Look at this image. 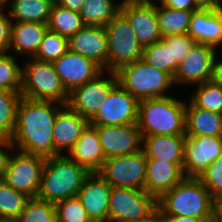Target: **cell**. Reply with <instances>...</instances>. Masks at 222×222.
<instances>
[{
  "label": "cell",
  "mask_w": 222,
  "mask_h": 222,
  "mask_svg": "<svg viewBox=\"0 0 222 222\" xmlns=\"http://www.w3.org/2000/svg\"><path fill=\"white\" fill-rule=\"evenodd\" d=\"M63 106L54 101H35L21 97L11 138L16 150L43 161L57 157L53 143V126L57 113Z\"/></svg>",
  "instance_id": "cell-1"
},
{
  "label": "cell",
  "mask_w": 222,
  "mask_h": 222,
  "mask_svg": "<svg viewBox=\"0 0 222 222\" xmlns=\"http://www.w3.org/2000/svg\"><path fill=\"white\" fill-rule=\"evenodd\" d=\"M186 102L173 96L139 101L137 126L141 135H185Z\"/></svg>",
  "instance_id": "cell-2"
},
{
  "label": "cell",
  "mask_w": 222,
  "mask_h": 222,
  "mask_svg": "<svg viewBox=\"0 0 222 222\" xmlns=\"http://www.w3.org/2000/svg\"><path fill=\"white\" fill-rule=\"evenodd\" d=\"M90 172L64 153L45 161L38 198L56 203L76 197Z\"/></svg>",
  "instance_id": "cell-3"
},
{
  "label": "cell",
  "mask_w": 222,
  "mask_h": 222,
  "mask_svg": "<svg viewBox=\"0 0 222 222\" xmlns=\"http://www.w3.org/2000/svg\"><path fill=\"white\" fill-rule=\"evenodd\" d=\"M161 214L212 219L213 197L196 177H185L157 200Z\"/></svg>",
  "instance_id": "cell-4"
},
{
  "label": "cell",
  "mask_w": 222,
  "mask_h": 222,
  "mask_svg": "<svg viewBox=\"0 0 222 222\" xmlns=\"http://www.w3.org/2000/svg\"><path fill=\"white\" fill-rule=\"evenodd\" d=\"M21 75V96L35 101H54L67 105L69 93L55 71L53 62L26 60Z\"/></svg>",
  "instance_id": "cell-5"
},
{
  "label": "cell",
  "mask_w": 222,
  "mask_h": 222,
  "mask_svg": "<svg viewBox=\"0 0 222 222\" xmlns=\"http://www.w3.org/2000/svg\"><path fill=\"white\" fill-rule=\"evenodd\" d=\"M118 83L139 101L147 98L167 97L173 77L147 64L143 59L125 65L115 72Z\"/></svg>",
  "instance_id": "cell-6"
},
{
  "label": "cell",
  "mask_w": 222,
  "mask_h": 222,
  "mask_svg": "<svg viewBox=\"0 0 222 222\" xmlns=\"http://www.w3.org/2000/svg\"><path fill=\"white\" fill-rule=\"evenodd\" d=\"M107 33V71L116 72L143 58V45L137 40L127 17L119 11L105 26Z\"/></svg>",
  "instance_id": "cell-7"
},
{
  "label": "cell",
  "mask_w": 222,
  "mask_h": 222,
  "mask_svg": "<svg viewBox=\"0 0 222 222\" xmlns=\"http://www.w3.org/2000/svg\"><path fill=\"white\" fill-rule=\"evenodd\" d=\"M157 210V200L144 190L111 187L109 222H141Z\"/></svg>",
  "instance_id": "cell-8"
},
{
  "label": "cell",
  "mask_w": 222,
  "mask_h": 222,
  "mask_svg": "<svg viewBox=\"0 0 222 222\" xmlns=\"http://www.w3.org/2000/svg\"><path fill=\"white\" fill-rule=\"evenodd\" d=\"M147 159L143 150L105 160L97 172L111 187L144 190Z\"/></svg>",
  "instance_id": "cell-9"
},
{
  "label": "cell",
  "mask_w": 222,
  "mask_h": 222,
  "mask_svg": "<svg viewBox=\"0 0 222 222\" xmlns=\"http://www.w3.org/2000/svg\"><path fill=\"white\" fill-rule=\"evenodd\" d=\"M139 100L119 83L101 101L99 111L89 121L92 126L126 125L137 123Z\"/></svg>",
  "instance_id": "cell-10"
},
{
  "label": "cell",
  "mask_w": 222,
  "mask_h": 222,
  "mask_svg": "<svg viewBox=\"0 0 222 222\" xmlns=\"http://www.w3.org/2000/svg\"><path fill=\"white\" fill-rule=\"evenodd\" d=\"M10 158L3 181L29 198L37 197L41 186V174L45 161L17 150Z\"/></svg>",
  "instance_id": "cell-11"
},
{
  "label": "cell",
  "mask_w": 222,
  "mask_h": 222,
  "mask_svg": "<svg viewBox=\"0 0 222 222\" xmlns=\"http://www.w3.org/2000/svg\"><path fill=\"white\" fill-rule=\"evenodd\" d=\"M104 73L106 71L103 70L94 79L74 88L69 93L67 105L89 121L99 111L101 101L118 84L116 73L107 71L109 77L106 76V78H104Z\"/></svg>",
  "instance_id": "cell-12"
},
{
  "label": "cell",
  "mask_w": 222,
  "mask_h": 222,
  "mask_svg": "<svg viewBox=\"0 0 222 222\" xmlns=\"http://www.w3.org/2000/svg\"><path fill=\"white\" fill-rule=\"evenodd\" d=\"M216 51L212 46L196 43L179 63L174 84L189 86L212 80Z\"/></svg>",
  "instance_id": "cell-13"
},
{
  "label": "cell",
  "mask_w": 222,
  "mask_h": 222,
  "mask_svg": "<svg viewBox=\"0 0 222 222\" xmlns=\"http://www.w3.org/2000/svg\"><path fill=\"white\" fill-rule=\"evenodd\" d=\"M222 154V136H186L183 172L198 178Z\"/></svg>",
  "instance_id": "cell-14"
},
{
  "label": "cell",
  "mask_w": 222,
  "mask_h": 222,
  "mask_svg": "<svg viewBox=\"0 0 222 222\" xmlns=\"http://www.w3.org/2000/svg\"><path fill=\"white\" fill-rule=\"evenodd\" d=\"M94 127L105 159L142 150V135L137 123Z\"/></svg>",
  "instance_id": "cell-15"
},
{
  "label": "cell",
  "mask_w": 222,
  "mask_h": 222,
  "mask_svg": "<svg viewBox=\"0 0 222 222\" xmlns=\"http://www.w3.org/2000/svg\"><path fill=\"white\" fill-rule=\"evenodd\" d=\"M63 87L68 93L100 74L103 69L93 60L68 50L53 62Z\"/></svg>",
  "instance_id": "cell-16"
},
{
  "label": "cell",
  "mask_w": 222,
  "mask_h": 222,
  "mask_svg": "<svg viewBox=\"0 0 222 222\" xmlns=\"http://www.w3.org/2000/svg\"><path fill=\"white\" fill-rule=\"evenodd\" d=\"M111 186L97 173H90L77 194L92 222H109Z\"/></svg>",
  "instance_id": "cell-17"
},
{
  "label": "cell",
  "mask_w": 222,
  "mask_h": 222,
  "mask_svg": "<svg viewBox=\"0 0 222 222\" xmlns=\"http://www.w3.org/2000/svg\"><path fill=\"white\" fill-rule=\"evenodd\" d=\"M68 50L93 60L107 72L108 46L105 26H85L68 38Z\"/></svg>",
  "instance_id": "cell-18"
},
{
  "label": "cell",
  "mask_w": 222,
  "mask_h": 222,
  "mask_svg": "<svg viewBox=\"0 0 222 222\" xmlns=\"http://www.w3.org/2000/svg\"><path fill=\"white\" fill-rule=\"evenodd\" d=\"M120 11L127 17L137 40L143 47L161 40L157 4H120Z\"/></svg>",
  "instance_id": "cell-19"
},
{
  "label": "cell",
  "mask_w": 222,
  "mask_h": 222,
  "mask_svg": "<svg viewBox=\"0 0 222 222\" xmlns=\"http://www.w3.org/2000/svg\"><path fill=\"white\" fill-rule=\"evenodd\" d=\"M185 177L183 163L147 159L144 191L159 200Z\"/></svg>",
  "instance_id": "cell-20"
},
{
  "label": "cell",
  "mask_w": 222,
  "mask_h": 222,
  "mask_svg": "<svg viewBox=\"0 0 222 222\" xmlns=\"http://www.w3.org/2000/svg\"><path fill=\"white\" fill-rule=\"evenodd\" d=\"M89 124V120L72 110L68 105H64L58 111L53 126L55 152L58 155H62L65 149L69 153Z\"/></svg>",
  "instance_id": "cell-21"
},
{
  "label": "cell",
  "mask_w": 222,
  "mask_h": 222,
  "mask_svg": "<svg viewBox=\"0 0 222 222\" xmlns=\"http://www.w3.org/2000/svg\"><path fill=\"white\" fill-rule=\"evenodd\" d=\"M187 34L197 43L217 50L222 44V10L217 8L194 11Z\"/></svg>",
  "instance_id": "cell-22"
},
{
  "label": "cell",
  "mask_w": 222,
  "mask_h": 222,
  "mask_svg": "<svg viewBox=\"0 0 222 222\" xmlns=\"http://www.w3.org/2000/svg\"><path fill=\"white\" fill-rule=\"evenodd\" d=\"M67 156L85 167L90 173L101 169L106 159L94 126L89 124L84 129Z\"/></svg>",
  "instance_id": "cell-23"
},
{
  "label": "cell",
  "mask_w": 222,
  "mask_h": 222,
  "mask_svg": "<svg viewBox=\"0 0 222 222\" xmlns=\"http://www.w3.org/2000/svg\"><path fill=\"white\" fill-rule=\"evenodd\" d=\"M186 135H142L146 159L183 163Z\"/></svg>",
  "instance_id": "cell-24"
},
{
  "label": "cell",
  "mask_w": 222,
  "mask_h": 222,
  "mask_svg": "<svg viewBox=\"0 0 222 222\" xmlns=\"http://www.w3.org/2000/svg\"><path fill=\"white\" fill-rule=\"evenodd\" d=\"M47 29L45 23L12 22L8 50L12 48L25 56L34 57Z\"/></svg>",
  "instance_id": "cell-25"
},
{
  "label": "cell",
  "mask_w": 222,
  "mask_h": 222,
  "mask_svg": "<svg viewBox=\"0 0 222 222\" xmlns=\"http://www.w3.org/2000/svg\"><path fill=\"white\" fill-rule=\"evenodd\" d=\"M186 136H222V114L186 103Z\"/></svg>",
  "instance_id": "cell-26"
},
{
  "label": "cell",
  "mask_w": 222,
  "mask_h": 222,
  "mask_svg": "<svg viewBox=\"0 0 222 222\" xmlns=\"http://www.w3.org/2000/svg\"><path fill=\"white\" fill-rule=\"evenodd\" d=\"M10 1V4H7ZM55 0H4L9 6L8 15L12 22H39L47 24ZM14 20V21H13Z\"/></svg>",
  "instance_id": "cell-27"
},
{
  "label": "cell",
  "mask_w": 222,
  "mask_h": 222,
  "mask_svg": "<svg viewBox=\"0 0 222 222\" xmlns=\"http://www.w3.org/2000/svg\"><path fill=\"white\" fill-rule=\"evenodd\" d=\"M120 4L113 0H85L79 14L86 26H106L120 11Z\"/></svg>",
  "instance_id": "cell-28"
},
{
  "label": "cell",
  "mask_w": 222,
  "mask_h": 222,
  "mask_svg": "<svg viewBox=\"0 0 222 222\" xmlns=\"http://www.w3.org/2000/svg\"><path fill=\"white\" fill-rule=\"evenodd\" d=\"M48 29L66 38L71 37L86 25L78 12L64 8L56 3L52 6Z\"/></svg>",
  "instance_id": "cell-29"
},
{
  "label": "cell",
  "mask_w": 222,
  "mask_h": 222,
  "mask_svg": "<svg viewBox=\"0 0 222 222\" xmlns=\"http://www.w3.org/2000/svg\"><path fill=\"white\" fill-rule=\"evenodd\" d=\"M194 11L170 9L157 4V19L162 37L187 34Z\"/></svg>",
  "instance_id": "cell-30"
},
{
  "label": "cell",
  "mask_w": 222,
  "mask_h": 222,
  "mask_svg": "<svg viewBox=\"0 0 222 222\" xmlns=\"http://www.w3.org/2000/svg\"><path fill=\"white\" fill-rule=\"evenodd\" d=\"M21 97L20 92L0 89V138H12Z\"/></svg>",
  "instance_id": "cell-31"
},
{
  "label": "cell",
  "mask_w": 222,
  "mask_h": 222,
  "mask_svg": "<svg viewBox=\"0 0 222 222\" xmlns=\"http://www.w3.org/2000/svg\"><path fill=\"white\" fill-rule=\"evenodd\" d=\"M28 199L0 180V218L4 222H14L25 209Z\"/></svg>",
  "instance_id": "cell-32"
},
{
  "label": "cell",
  "mask_w": 222,
  "mask_h": 222,
  "mask_svg": "<svg viewBox=\"0 0 222 222\" xmlns=\"http://www.w3.org/2000/svg\"><path fill=\"white\" fill-rule=\"evenodd\" d=\"M142 59L147 64L169 73L172 77L179 66L176 61H172L171 45H167L162 39L145 46Z\"/></svg>",
  "instance_id": "cell-33"
},
{
  "label": "cell",
  "mask_w": 222,
  "mask_h": 222,
  "mask_svg": "<svg viewBox=\"0 0 222 222\" xmlns=\"http://www.w3.org/2000/svg\"><path fill=\"white\" fill-rule=\"evenodd\" d=\"M196 87L190 102L198 108L222 114V86L209 80Z\"/></svg>",
  "instance_id": "cell-34"
},
{
  "label": "cell",
  "mask_w": 222,
  "mask_h": 222,
  "mask_svg": "<svg viewBox=\"0 0 222 222\" xmlns=\"http://www.w3.org/2000/svg\"><path fill=\"white\" fill-rule=\"evenodd\" d=\"M14 222H56L55 203L38 197L29 198Z\"/></svg>",
  "instance_id": "cell-35"
},
{
  "label": "cell",
  "mask_w": 222,
  "mask_h": 222,
  "mask_svg": "<svg viewBox=\"0 0 222 222\" xmlns=\"http://www.w3.org/2000/svg\"><path fill=\"white\" fill-rule=\"evenodd\" d=\"M68 51V38L47 29L38 52L33 58L41 61L54 62Z\"/></svg>",
  "instance_id": "cell-36"
},
{
  "label": "cell",
  "mask_w": 222,
  "mask_h": 222,
  "mask_svg": "<svg viewBox=\"0 0 222 222\" xmlns=\"http://www.w3.org/2000/svg\"><path fill=\"white\" fill-rule=\"evenodd\" d=\"M8 51L0 55V89L21 92L22 68Z\"/></svg>",
  "instance_id": "cell-37"
},
{
  "label": "cell",
  "mask_w": 222,
  "mask_h": 222,
  "mask_svg": "<svg viewBox=\"0 0 222 222\" xmlns=\"http://www.w3.org/2000/svg\"><path fill=\"white\" fill-rule=\"evenodd\" d=\"M55 209L56 222H92L77 196L56 202Z\"/></svg>",
  "instance_id": "cell-38"
},
{
  "label": "cell",
  "mask_w": 222,
  "mask_h": 222,
  "mask_svg": "<svg viewBox=\"0 0 222 222\" xmlns=\"http://www.w3.org/2000/svg\"><path fill=\"white\" fill-rule=\"evenodd\" d=\"M212 197L222 195V154L198 177Z\"/></svg>",
  "instance_id": "cell-39"
},
{
  "label": "cell",
  "mask_w": 222,
  "mask_h": 222,
  "mask_svg": "<svg viewBox=\"0 0 222 222\" xmlns=\"http://www.w3.org/2000/svg\"><path fill=\"white\" fill-rule=\"evenodd\" d=\"M167 45H171L172 61L178 64L183 60L185 55L197 43L188 34H176L163 36L161 38Z\"/></svg>",
  "instance_id": "cell-40"
},
{
  "label": "cell",
  "mask_w": 222,
  "mask_h": 222,
  "mask_svg": "<svg viewBox=\"0 0 222 222\" xmlns=\"http://www.w3.org/2000/svg\"><path fill=\"white\" fill-rule=\"evenodd\" d=\"M14 150L16 151L11 139L0 138V180L3 179L8 168L9 161L12 156L10 152H15Z\"/></svg>",
  "instance_id": "cell-41"
},
{
  "label": "cell",
  "mask_w": 222,
  "mask_h": 222,
  "mask_svg": "<svg viewBox=\"0 0 222 222\" xmlns=\"http://www.w3.org/2000/svg\"><path fill=\"white\" fill-rule=\"evenodd\" d=\"M163 6L170 9L186 10V11H197L199 10L193 3L192 0H164Z\"/></svg>",
  "instance_id": "cell-42"
},
{
  "label": "cell",
  "mask_w": 222,
  "mask_h": 222,
  "mask_svg": "<svg viewBox=\"0 0 222 222\" xmlns=\"http://www.w3.org/2000/svg\"><path fill=\"white\" fill-rule=\"evenodd\" d=\"M5 6H0V35H10L12 21L7 14L3 11Z\"/></svg>",
  "instance_id": "cell-43"
},
{
  "label": "cell",
  "mask_w": 222,
  "mask_h": 222,
  "mask_svg": "<svg viewBox=\"0 0 222 222\" xmlns=\"http://www.w3.org/2000/svg\"><path fill=\"white\" fill-rule=\"evenodd\" d=\"M165 222H212V219H201L194 217H183L176 215L161 214Z\"/></svg>",
  "instance_id": "cell-44"
},
{
  "label": "cell",
  "mask_w": 222,
  "mask_h": 222,
  "mask_svg": "<svg viewBox=\"0 0 222 222\" xmlns=\"http://www.w3.org/2000/svg\"><path fill=\"white\" fill-rule=\"evenodd\" d=\"M85 0H55V3L75 12H80Z\"/></svg>",
  "instance_id": "cell-45"
},
{
  "label": "cell",
  "mask_w": 222,
  "mask_h": 222,
  "mask_svg": "<svg viewBox=\"0 0 222 222\" xmlns=\"http://www.w3.org/2000/svg\"><path fill=\"white\" fill-rule=\"evenodd\" d=\"M212 222H222V195L213 198Z\"/></svg>",
  "instance_id": "cell-46"
},
{
  "label": "cell",
  "mask_w": 222,
  "mask_h": 222,
  "mask_svg": "<svg viewBox=\"0 0 222 222\" xmlns=\"http://www.w3.org/2000/svg\"><path fill=\"white\" fill-rule=\"evenodd\" d=\"M217 57L214 61L212 80L222 86V61H219Z\"/></svg>",
  "instance_id": "cell-47"
},
{
  "label": "cell",
  "mask_w": 222,
  "mask_h": 222,
  "mask_svg": "<svg viewBox=\"0 0 222 222\" xmlns=\"http://www.w3.org/2000/svg\"><path fill=\"white\" fill-rule=\"evenodd\" d=\"M198 9H217V0H192Z\"/></svg>",
  "instance_id": "cell-48"
},
{
  "label": "cell",
  "mask_w": 222,
  "mask_h": 222,
  "mask_svg": "<svg viewBox=\"0 0 222 222\" xmlns=\"http://www.w3.org/2000/svg\"><path fill=\"white\" fill-rule=\"evenodd\" d=\"M10 35H0V55L8 51Z\"/></svg>",
  "instance_id": "cell-49"
},
{
  "label": "cell",
  "mask_w": 222,
  "mask_h": 222,
  "mask_svg": "<svg viewBox=\"0 0 222 222\" xmlns=\"http://www.w3.org/2000/svg\"><path fill=\"white\" fill-rule=\"evenodd\" d=\"M141 222H165V221L161 213L158 210H156L148 218L144 219Z\"/></svg>",
  "instance_id": "cell-50"
},
{
  "label": "cell",
  "mask_w": 222,
  "mask_h": 222,
  "mask_svg": "<svg viewBox=\"0 0 222 222\" xmlns=\"http://www.w3.org/2000/svg\"><path fill=\"white\" fill-rule=\"evenodd\" d=\"M137 3L149 4V0H121V4H137Z\"/></svg>",
  "instance_id": "cell-51"
},
{
  "label": "cell",
  "mask_w": 222,
  "mask_h": 222,
  "mask_svg": "<svg viewBox=\"0 0 222 222\" xmlns=\"http://www.w3.org/2000/svg\"><path fill=\"white\" fill-rule=\"evenodd\" d=\"M217 6L219 10H222V0H217Z\"/></svg>",
  "instance_id": "cell-52"
},
{
  "label": "cell",
  "mask_w": 222,
  "mask_h": 222,
  "mask_svg": "<svg viewBox=\"0 0 222 222\" xmlns=\"http://www.w3.org/2000/svg\"><path fill=\"white\" fill-rule=\"evenodd\" d=\"M153 1H154V3H153ZM149 0V4H154V5H156V2H157V0ZM161 3L160 4H162V2L164 1V0H159Z\"/></svg>",
  "instance_id": "cell-53"
}]
</instances>
